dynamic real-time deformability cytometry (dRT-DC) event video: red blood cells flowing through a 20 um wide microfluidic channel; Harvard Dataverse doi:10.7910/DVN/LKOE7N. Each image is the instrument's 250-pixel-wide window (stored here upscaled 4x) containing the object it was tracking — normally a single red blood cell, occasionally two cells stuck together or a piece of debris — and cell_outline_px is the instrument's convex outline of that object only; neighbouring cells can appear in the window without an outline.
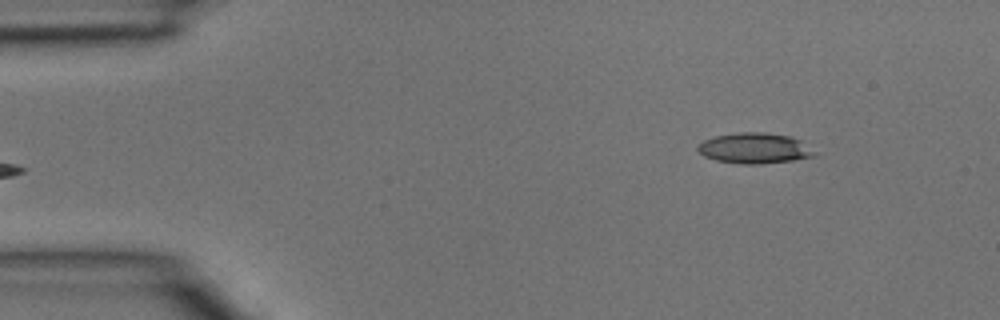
{"species": "common noctule bat (a hibernating species)", "species_latin": "Nyctalus noctula", "temperature_condition": "room temperature", "stored_images_in_passage": 3, "segment_of_instrument_passage": [2, 2], "camera_frame_rate_fps": 3000, "um_per_image_px": 0.085, "animal": {"sex": "male", "body_mass_g": 15.6}, "frame": {"image": 1, "passage_image": 3, "time_ms": 0.667, "image_size_px": [1000, 320], "cell_outline_px": [[816, 156], [792, 160], [760, 164], [740, 164], [716, 160], [704, 156], [696, 148], [704, 140], [716, 136], [740, 132], [764, 132], [788, 136], [800, 140], [816, 152]], "centroid_in_image_um": [64.14, 12.6], "position_along_channel_um": 20.9, "area_um2": 20.63}}